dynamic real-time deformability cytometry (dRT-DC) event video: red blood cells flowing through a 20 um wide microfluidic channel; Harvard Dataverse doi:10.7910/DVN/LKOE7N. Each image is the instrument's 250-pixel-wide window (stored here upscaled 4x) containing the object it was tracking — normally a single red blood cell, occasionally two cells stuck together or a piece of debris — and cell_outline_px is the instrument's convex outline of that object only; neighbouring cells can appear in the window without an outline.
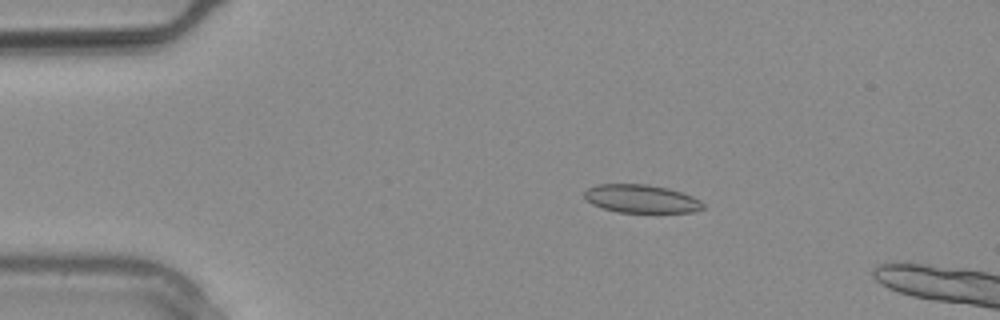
{"species": "common noctule bat (a hibernating species)", "species_latin": "Nyctalus noctula", "temperature_condition": "warm", "stored_images_in_passage": 2, "camera_frame_rate_fps": 3000, "um_per_image_px": 0.085, "animal": {"sex": "male", "body_mass_g": 20.4}, "frame": {"image": 1, "passage_image": 1, "time_ms": 0.0, "image_size_px": [1000, 320], "cell_outline_px": [[704, 208], [692, 212], [616, 212], [592, 204], [584, 200], [584, 192], [588, 188], [596, 184], [648, 184], [668, 188], [692, 196], [700, 200], [704, 204]], "centroid_in_image_um": [54.48, 16.89], "position_along_channel_um": 30.5, "area_um2": 19.54}}